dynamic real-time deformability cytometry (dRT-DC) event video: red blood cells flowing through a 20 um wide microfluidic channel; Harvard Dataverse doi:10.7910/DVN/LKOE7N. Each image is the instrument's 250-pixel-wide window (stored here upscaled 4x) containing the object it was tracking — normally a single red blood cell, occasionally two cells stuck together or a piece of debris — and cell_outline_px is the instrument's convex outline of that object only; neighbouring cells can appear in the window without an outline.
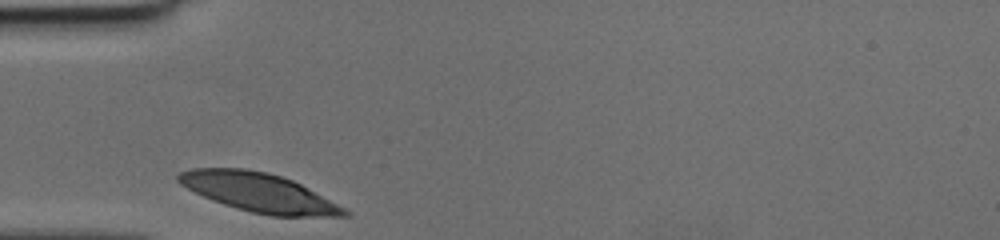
{"species": "human", "species_latin": "Homo sapiens", "temperature_condition": "cold", "stored_images_in_passage": 24, "camera_frame_rate_fps": 3000, "um_per_image_px": 0.085, "donor": {"sex": "female"}, "frame": {"image": 1, "passage_image": 1, "time_ms": 0.0, "image_size_px": [1000, 240], "cell_outline_px": [[352, 216], [272, 216], [252, 212], [236, 208], [212, 200], [180, 184], [176, 180], [176, 176], [180, 172], [192, 168], [244, 168], [268, 172], [292, 180], [308, 188], [352, 212]], "centroid_in_image_um": [22.01, 16.36], "position_along_channel_um": 63.0, "area_um2": 37.34}}
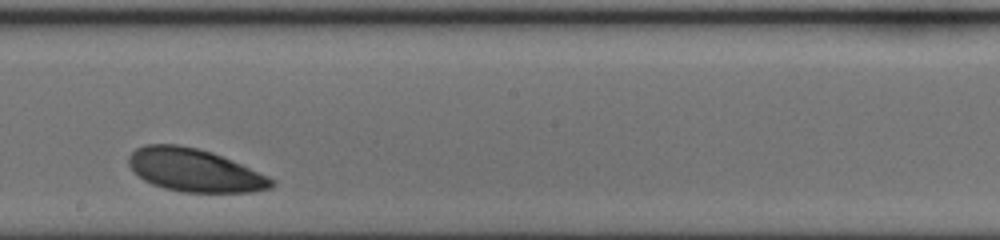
{"frame": {"image": 2, "passage_image": 14, "time_ms": 4.333, "image_size_px": [1000, 240], "cell_outline_px": [[276, 184], [272, 188], [252, 192], [184, 192], [164, 188], [152, 184], [144, 180], [132, 172], [128, 164], [128, 156], [136, 148], [144, 144], [176, 144], [196, 148], [212, 152], [232, 160], [268, 176], [276, 180]], "centroid_in_image_um": [16.52, 14.47], "position_along_channel_um": 231.7, "area_um2": 35.89}}
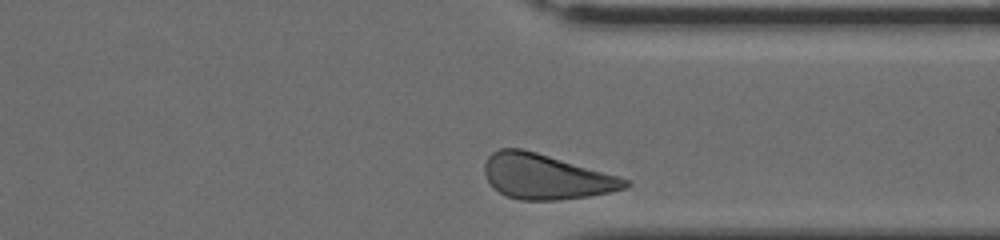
{"frame": {"image": 3, "passage_image": 24, "time_ms": 7.667, "image_size_px": [1000, 240], "cell_outline_px": [[632, 184], [624, 188], [608, 192], [588, 196], [556, 200], [520, 200], [508, 196], [500, 192], [488, 180], [484, 172], [484, 164], [488, 156], [492, 152], [500, 148], [520, 148], [536, 152], [632, 180]], "centroid_in_image_um": [46.4, 15.01], "position_along_channel_um": 365.0, "area_um2": 36.53}}